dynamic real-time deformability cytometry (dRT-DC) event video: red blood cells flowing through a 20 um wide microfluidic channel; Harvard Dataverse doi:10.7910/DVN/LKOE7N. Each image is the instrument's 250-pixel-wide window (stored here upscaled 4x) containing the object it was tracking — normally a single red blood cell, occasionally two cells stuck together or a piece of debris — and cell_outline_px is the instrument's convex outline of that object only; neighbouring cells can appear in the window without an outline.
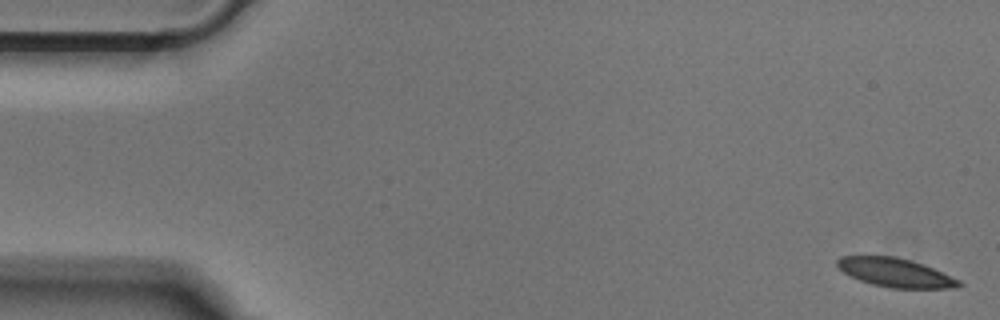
{"species": "Egyptian fruit bat (a non-hibernating species)", "species_latin": "Rousettus aegyptiacus", "temperature_condition": "cold", "stored_images_in_passage": 51, "camera_frame_rate_fps": 3000, "um_per_image_px": 0.085, "animal": {"sex": "male"}, "frame": {"image": 1, "passage_image": 1, "time_ms": 0.0, "image_size_px": [1000, 320], "cell_outline_px": [[964, 284], [956, 288], [892, 288], [872, 284], [860, 280], [844, 272], [836, 264], [836, 260], [840, 256], [896, 256], [912, 260], [924, 264], [960, 280]], "centroid_in_image_um": [76.14, 23.16], "position_along_channel_um": 8.9, "area_um2": 20.4}}
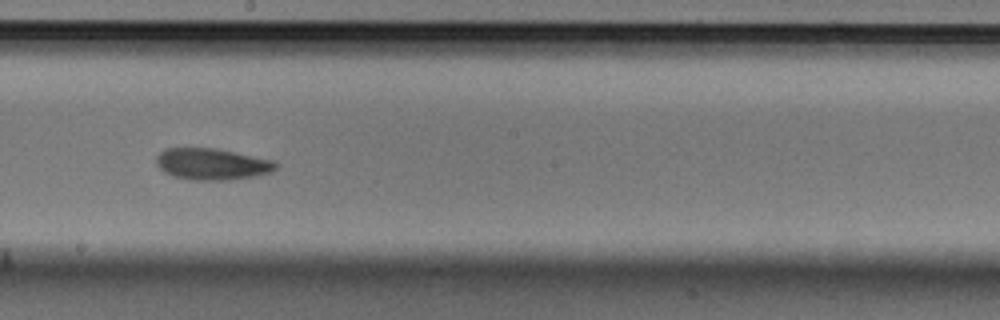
{"frame": {"image": 2, "passage_image": 28, "time_ms": 9.0, "image_size_px": [1000, 320], "cell_outline_px": [[276, 168], [272, 172], [256, 176], [228, 180], [192, 180], [172, 176], [164, 172], [156, 164], [156, 156], [160, 152], [168, 148], [216, 148], [276, 160]], "centroid_in_image_um": [18.04, 13.95], "position_along_channel_um": 230.2, "area_um2": 22.14}}
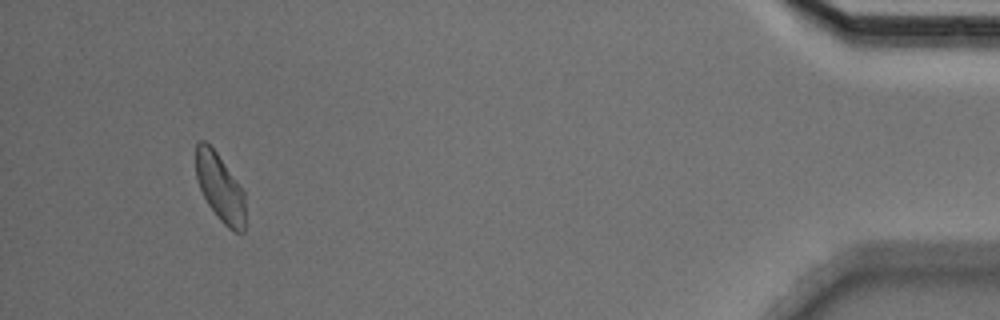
{"frame": {"image": 3, "passage_image": 48, "time_ms": 15.667, "image_size_px": [1000, 320], "cell_outline_px": [[244, 232], [236, 232], [228, 228], [220, 220], [208, 204], [196, 180], [196, 144], [200, 140], [204, 140], [216, 152], [236, 180], [244, 192]], "centroid_in_image_um": [18.68, 15.95], "position_along_channel_um": 416.5, "area_um2": 19.13}}